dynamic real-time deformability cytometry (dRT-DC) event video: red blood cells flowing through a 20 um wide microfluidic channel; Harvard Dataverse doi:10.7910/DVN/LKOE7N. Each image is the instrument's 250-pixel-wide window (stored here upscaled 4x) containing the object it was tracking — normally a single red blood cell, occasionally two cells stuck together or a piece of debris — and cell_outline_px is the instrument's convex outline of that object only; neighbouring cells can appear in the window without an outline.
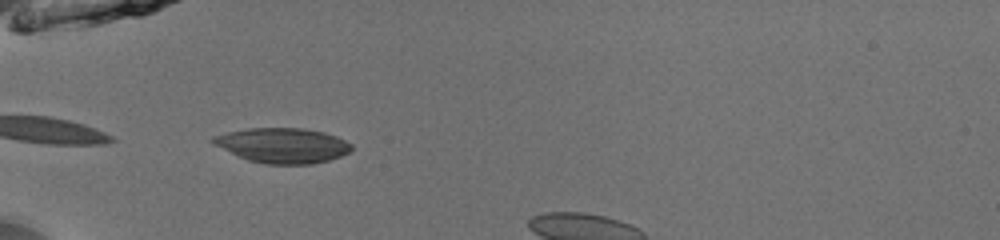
{"species": "common noctule bat (a hibernating species)", "species_latin": "Nyctalus noctula", "temperature_condition": "room temperature", "stored_images_in_passage": 24, "camera_frame_rate_fps": 3000, "um_per_image_px": 0.085, "animal": {"sex": "male", "body_mass_g": 13.0, "forearm_length_mm": 53.1}, "frame": {"image": 1, "passage_image": 1, "time_ms": 0.0, "image_size_px": [1000, 240], "cell_outline_px": [[352, 148], [348, 152], [340, 156], [328, 160], [312, 164], [264, 164], [248, 160], [212, 144], [208, 140], [212, 136], [228, 132], [248, 128], [304, 128], [324, 132], [336, 136], [352, 144]], "centroid_in_image_um": [23.99, 12.35], "position_along_channel_um": 61.0, "area_um2": 28.26}}
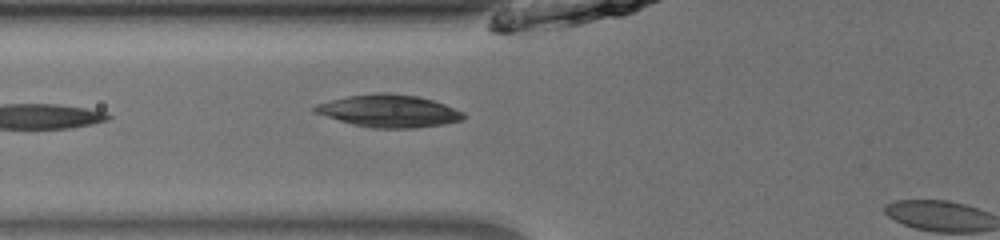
{"frame": {"image": 2, "passage_image": 4, "time_ms": 1.0, "image_size_px": [1000, 240], "cell_outline_px": [[468, 116], [464, 120], [444, 124], [412, 128], [372, 128], [352, 124], [312, 112], [312, 108], [316, 104], [348, 96], [384, 92], [388, 92], [416, 96], [432, 100], [444, 104], [464, 112]], "centroid_in_image_um": [33.08, 9.44], "position_along_channel_um": 92.7, "area_um2": 28.09}}